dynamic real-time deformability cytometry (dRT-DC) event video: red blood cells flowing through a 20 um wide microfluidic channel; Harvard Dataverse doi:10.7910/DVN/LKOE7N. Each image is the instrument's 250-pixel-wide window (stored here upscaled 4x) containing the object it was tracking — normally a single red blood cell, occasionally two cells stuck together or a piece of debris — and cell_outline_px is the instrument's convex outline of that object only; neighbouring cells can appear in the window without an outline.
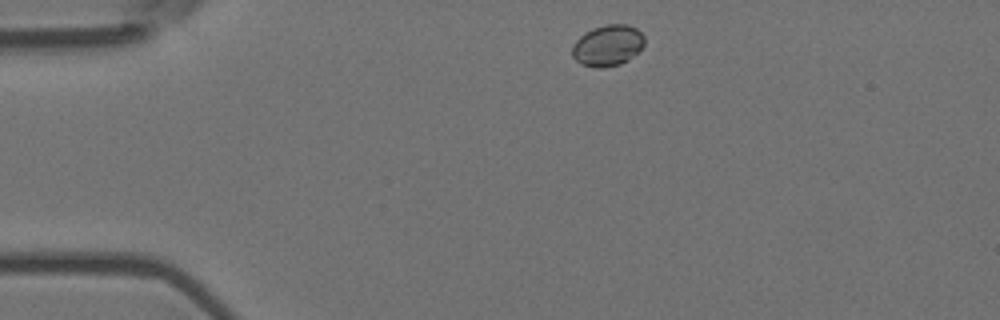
{"species": "Egyptian fruit bat (a non-hibernating species)", "species_latin": "Rousettus aegyptiacus", "temperature_condition": "room temperature", "stored_images_in_passage": 7, "camera_frame_rate_fps": 3000, "um_per_image_px": 0.085, "animal": {"sex": "female"}, "frame": {"image": 1, "passage_image": 1, "time_ms": 0.0, "image_size_px": [1000, 320], "cell_outline_px": [[644, 44], [628, 60], [620, 64], [604, 68], [596, 68], [580, 64], [572, 56], [572, 48], [576, 40], [580, 36], [592, 28], [604, 24], [628, 24], [636, 28], [644, 36]], "centroid_in_image_um": [51.63, 3.86], "position_along_channel_um": 33.4, "area_um2": 17.34}}
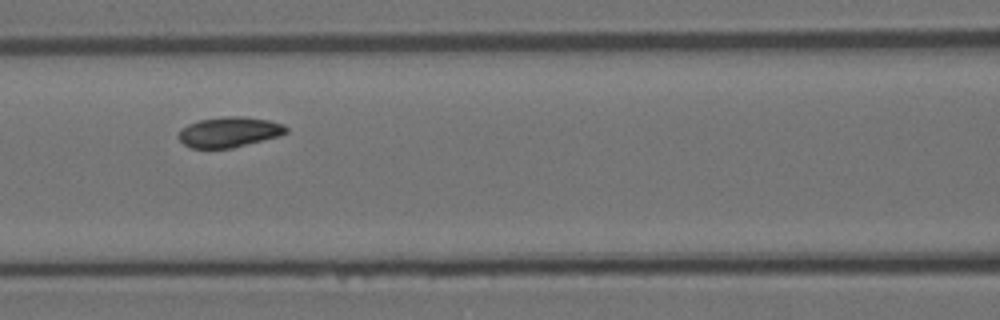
{"frame": {"image": 2, "passage_image": 4, "time_ms": 1.0, "image_size_px": [1000, 320], "cell_outline_px": [[288, 132], [280, 136], [232, 148], [192, 148], [184, 144], [176, 136], [188, 124], [200, 120], [224, 116], [244, 116], [268, 120], [284, 124], [288, 128]], "centroid_in_image_um": [19.52, 11.22], "position_along_channel_um": 147.1, "area_um2": 19.02}}
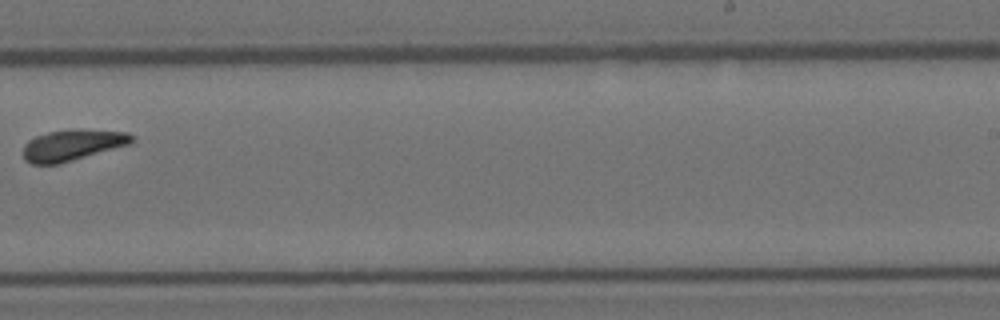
{"frame": {"image": 3, "passage_image": 7, "time_ms": 2.0, "image_size_px": [1000, 320], "cell_outline_px": [[136, 140], [132, 144], [60, 164], [32, 164], [24, 160], [24, 144], [28, 140], [36, 136], [48, 132], [128, 132], [136, 136]], "centroid_in_image_um": [6.17, 12.39], "position_along_channel_um": 282.8, "area_um2": 19.02}}